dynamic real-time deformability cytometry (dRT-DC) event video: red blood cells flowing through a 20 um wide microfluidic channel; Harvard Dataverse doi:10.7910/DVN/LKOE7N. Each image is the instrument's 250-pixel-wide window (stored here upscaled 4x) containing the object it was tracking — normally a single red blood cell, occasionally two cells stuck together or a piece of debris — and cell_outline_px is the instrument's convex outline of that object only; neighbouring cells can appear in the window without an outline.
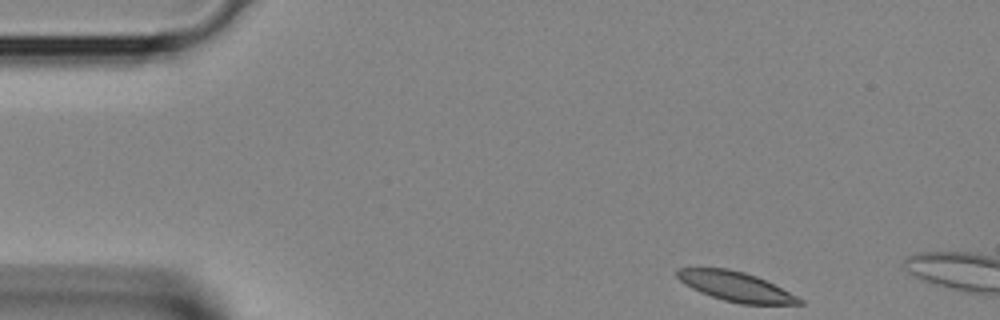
{"species": "Egyptian fruit bat (a non-hibernating species)", "species_latin": "Rousettus aegyptiacus", "temperature_condition": "room temperature", "stored_images_in_passage": 3, "camera_frame_rate_fps": 3000, "um_per_image_px": 0.085, "animal": {"sex": "female"}, "frame": {"image": 1, "passage_image": 1, "time_ms": 0.0, "image_size_px": [1000, 320], "cell_outline_px": [[804, 304], [740, 304], [724, 300], [700, 292], [684, 284], [676, 276], [676, 268], [728, 268], [744, 272], [756, 276], [804, 300]], "centroid_in_image_um": [62.5, 24.35], "position_along_channel_um": 22.5, "area_um2": 20.75}}